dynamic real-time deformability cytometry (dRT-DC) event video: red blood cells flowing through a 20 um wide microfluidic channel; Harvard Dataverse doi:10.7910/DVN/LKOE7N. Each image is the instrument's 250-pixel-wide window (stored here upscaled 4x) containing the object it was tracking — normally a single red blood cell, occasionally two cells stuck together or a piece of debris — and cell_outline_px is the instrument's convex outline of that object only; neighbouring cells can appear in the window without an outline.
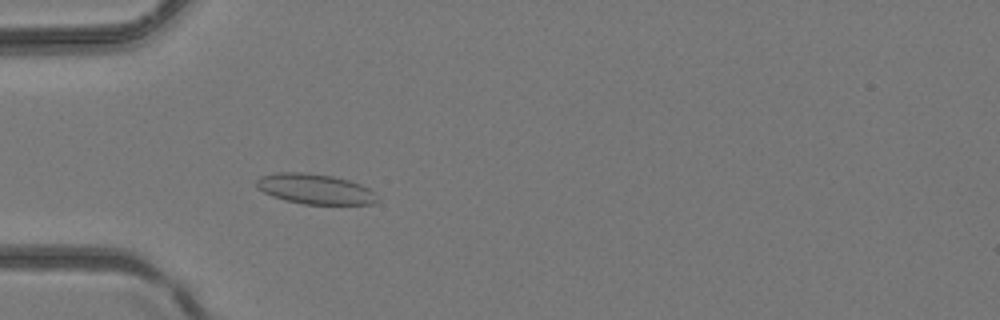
{"species": "common noctule bat (a hibernating species)", "species_latin": "Nyctalus noctula", "temperature_condition": "room temperature", "stored_images_in_passage": 41, "camera_frame_rate_fps": 3000, "um_per_image_px": 0.085, "animal": {"sex": "female", "body_mass_g": 24.6, "forearm_length_mm": 56.2}, "frame": {"image": 1, "passage_image": 12, "time_ms": 3.667, "image_size_px": [1000, 320], "cell_outline_px": [[380, 200], [372, 204], [304, 204], [284, 200], [272, 196], [264, 192], [256, 184], [256, 180], [260, 176], [276, 172], [304, 172], [332, 176], [348, 180], [360, 184], [368, 188]], "centroid_in_image_um": [26.76, 16.06], "position_along_channel_um": 58.2, "area_um2": 21.15}}
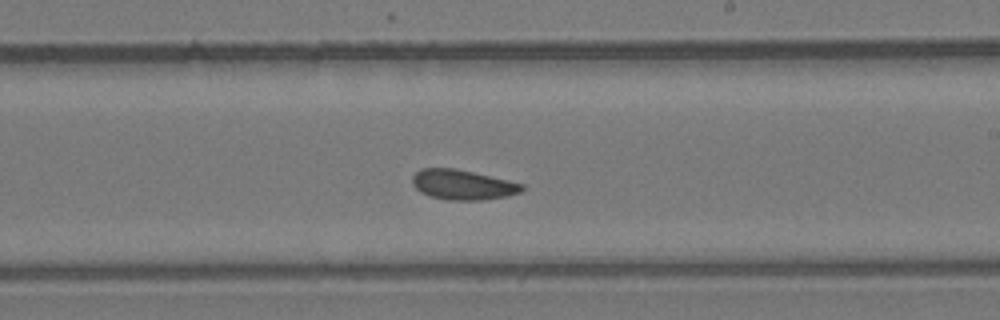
{"frame": {"image": 2, "passage_image": 24, "time_ms": 7.667, "image_size_px": [1000, 320], "cell_outline_px": [[524, 188], [520, 192], [508, 196], [480, 200], [448, 200], [432, 196], [420, 192], [412, 184], [412, 176], [420, 168], [456, 168], [508, 180], [524, 184]], "centroid_in_image_um": [39.32, 15.69], "position_along_channel_um": 249.7, "area_um2": 19.13}}
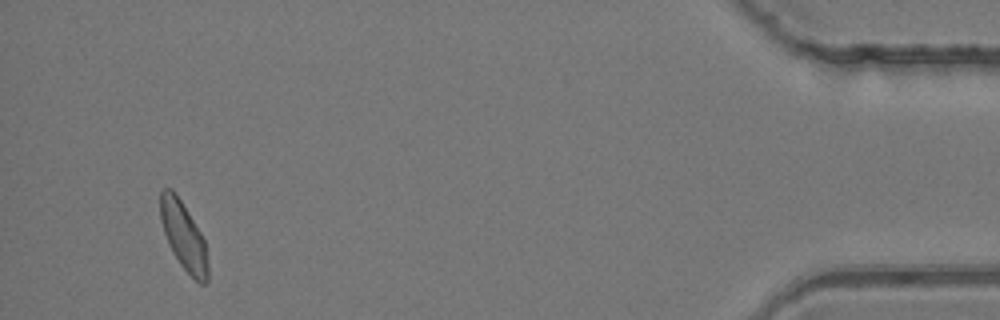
{"frame": {"image": 3, "passage_image": 39, "time_ms": 12.667, "image_size_px": [1000, 320], "cell_outline_px": [[208, 280], [204, 284], [200, 284], [180, 264], [172, 252], [164, 232], [160, 220], [160, 192], [164, 188], [172, 188], [176, 192], [200, 232], [204, 240], [208, 264]], "centroid_in_image_um": [15.59, 20.04], "position_along_channel_um": 419.6, "area_um2": 18.67}}